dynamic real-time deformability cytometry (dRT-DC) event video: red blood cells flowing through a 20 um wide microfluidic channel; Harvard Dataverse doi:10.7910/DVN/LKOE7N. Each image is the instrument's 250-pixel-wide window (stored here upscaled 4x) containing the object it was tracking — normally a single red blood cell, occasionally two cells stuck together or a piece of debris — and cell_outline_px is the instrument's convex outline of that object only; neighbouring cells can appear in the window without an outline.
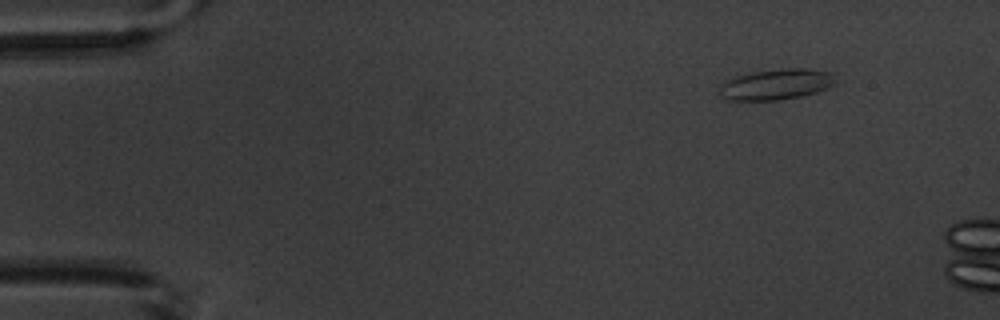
{"species": "common noctule bat (a hibernating species)", "species_latin": "Nyctalus noctula", "temperature_condition": "warm", "stored_images_in_passage": 2, "camera_frame_rate_fps": 3000, "um_per_image_px": 0.085, "animal": {"sex": "male", "body_mass_g": 20.1, "forearm_length_mm": 53.5}, "frame": {"image": 1, "passage_image": 1, "time_ms": 0.0, "image_size_px": [1000, 320], "cell_outline_px": [[836, 84], [828, 88], [804, 96], [780, 100], [724, 100], [720, 96], [720, 84], [724, 80], [752, 72], [784, 68], [804, 68], [836, 72]], "centroid_in_image_um": [66.03, 7.17], "position_along_channel_um": 19.0, "area_um2": 21.27}}